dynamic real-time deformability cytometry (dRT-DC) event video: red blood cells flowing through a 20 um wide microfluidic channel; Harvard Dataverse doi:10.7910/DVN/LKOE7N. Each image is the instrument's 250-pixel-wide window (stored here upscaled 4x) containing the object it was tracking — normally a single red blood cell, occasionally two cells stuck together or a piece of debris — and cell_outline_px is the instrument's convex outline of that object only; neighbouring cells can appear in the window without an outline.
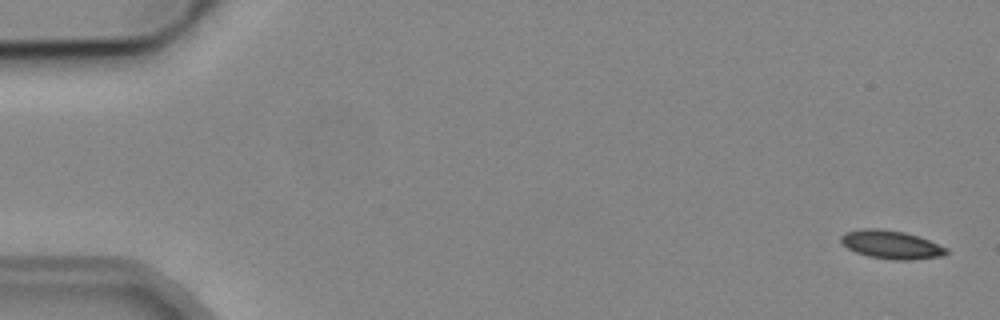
{"species": "common noctule bat (a hibernating species)", "species_latin": "Nyctalus noctula", "temperature_condition": "cold", "stored_images_in_passage": 4, "camera_frame_rate_fps": 3000, "um_per_image_px": 0.085, "animal": {"sex": "male", "body_mass_g": 19.2, "forearm_length_mm": 51.8}, "frame": {"image": 1, "passage_image": 1, "time_ms": 0.0, "image_size_px": [1000, 320], "cell_outline_px": [[948, 252], [944, 256], [912, 260], [896, 260], [868, 256], [856, 252], [848, 248], [840, 240], [840, 236], [844, 232], [864, 228], [876, 228], [904, 232], [928, 240], [948, 248]], "centroid_in_image_um": [75.75, 20.8], "position_along_channel_um": 9.2, "area_um2": 17.34}}